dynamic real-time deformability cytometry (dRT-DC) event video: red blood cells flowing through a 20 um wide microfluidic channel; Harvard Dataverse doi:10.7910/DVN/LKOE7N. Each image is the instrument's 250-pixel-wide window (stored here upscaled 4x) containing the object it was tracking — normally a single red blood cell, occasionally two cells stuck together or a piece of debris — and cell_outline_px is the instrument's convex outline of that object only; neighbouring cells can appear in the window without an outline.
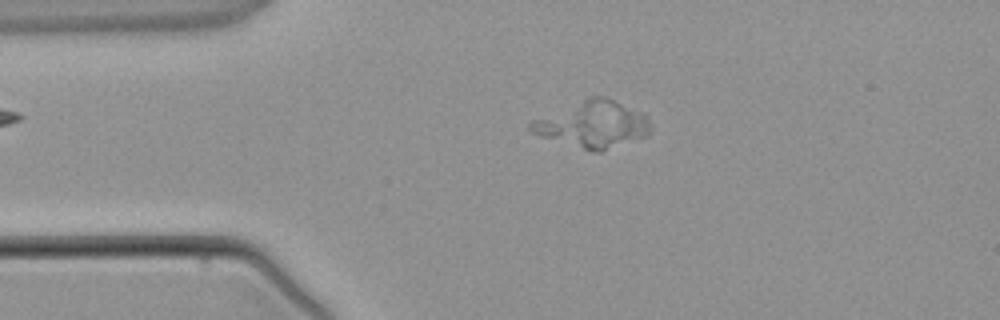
{"species": "common noctule bat (a hibernating species)", "species_latin": "Nyctalus noctula", "temperature_condition": "warm", "stored_images_in_passage": 2, "camera_frame_rate_fps": 3000, "um_per_image_px": 0.085, "animal": {"sex": "male", "body_mass_g": 21.5, "forearm_length_mm": 52.0}, "frame": {"image": 1, "passage_image": 2, "time_ms": 1.333, "image_size_px": [1000, 320], "cell_outline_px": [[648, 132], [644, 136], [600, 152], [592, 152], [540, 136], [532, 132], [528, 128], [528, 124], [532, 120], [588, 96], [604, 96], [648, 116]], "centroid_in_image_um": [50.32, 10.57], "position_along_channel_um": 34.7, "area_um2": 32.02}}